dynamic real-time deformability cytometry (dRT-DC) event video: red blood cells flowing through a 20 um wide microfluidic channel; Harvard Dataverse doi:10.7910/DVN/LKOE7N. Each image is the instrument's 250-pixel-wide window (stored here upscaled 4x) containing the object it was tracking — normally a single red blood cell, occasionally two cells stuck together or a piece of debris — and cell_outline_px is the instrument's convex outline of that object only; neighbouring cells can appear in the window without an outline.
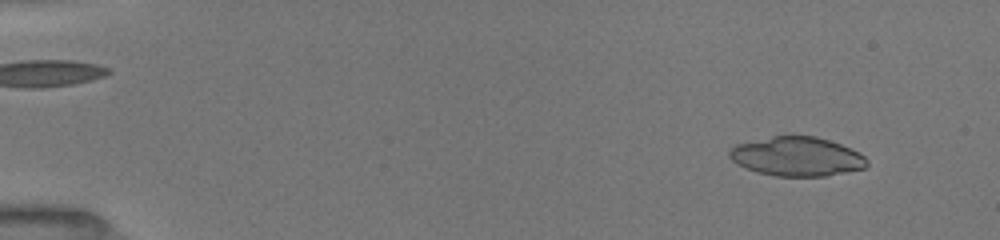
{"species": "common noctule bat (a hibernating species)", "species_latin": "Nyctalus noctula", "temperature_condition": "room temperature", "stored_images_in_passage": 24, "camera_frame_rate_fps": 3000, "um_per_image_px": 0.085, "animal": {"sex": "female", "body_mass_g": 19.5, "forearm_length_mm": 54.1}, "frame": {"image": 1, "passage_image": 5, "time_ms": 1.333, "image_size_px": [1000, 240], "cell_outline_px": [[868, 164], [864, 168], [824, 176], [776, 176], [756, 172], [744, 168], [736, 164], [728, 156], [728, 152], [736, 144], [772, 136], [816, 136], [840, 144], [864, 156], [868, 160]], "centroid_in_image_um": [67.68, 13.31], "position_along_channel_um": 17.3, "area_um2": 31.21}}